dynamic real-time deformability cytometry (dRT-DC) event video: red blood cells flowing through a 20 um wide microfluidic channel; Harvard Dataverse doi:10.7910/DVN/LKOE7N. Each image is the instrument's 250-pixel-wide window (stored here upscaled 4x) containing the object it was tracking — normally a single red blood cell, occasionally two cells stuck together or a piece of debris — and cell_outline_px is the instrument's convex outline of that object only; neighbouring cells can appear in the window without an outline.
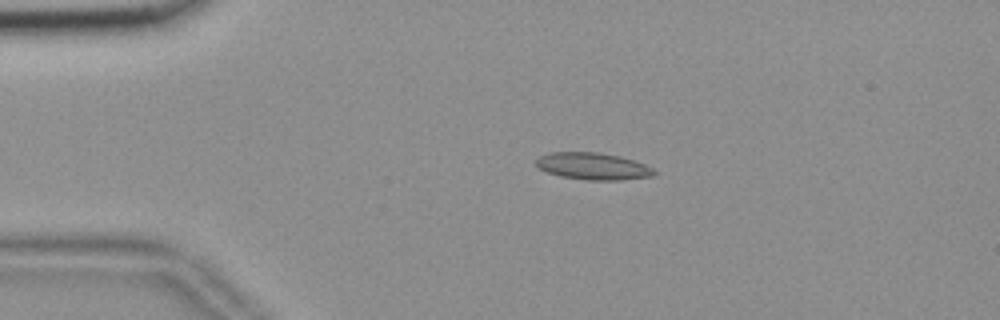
{"species": "common noctule bat (a hibernating species)", "species_latin": "Nyctalus noctula", "temperature_condition": "room temperature", "stored_images_in_passage": 45, "camera_frame_rate_fps": 3000, "um_per_image_px": 0.085, "animal": {"sex": "female", "body_mass_g": 18.4}, "frame": {"image": 1, "passage_image": 1, "time_ms": 0.0, "image_size_px": [1000, 320], "cell_outline_px": [[656, 176], [620, 180], [588, 180], [560, 176], [536, 168], [536, 160], [540, 156], [548, 152], [600, 152], [620, 156], [644, 164], [652, 168], [656, 172]], "centroid_in_image_um": [50.39, 14.13], "position_along_channel_um": 34.6, "area_um2": 18.67}}
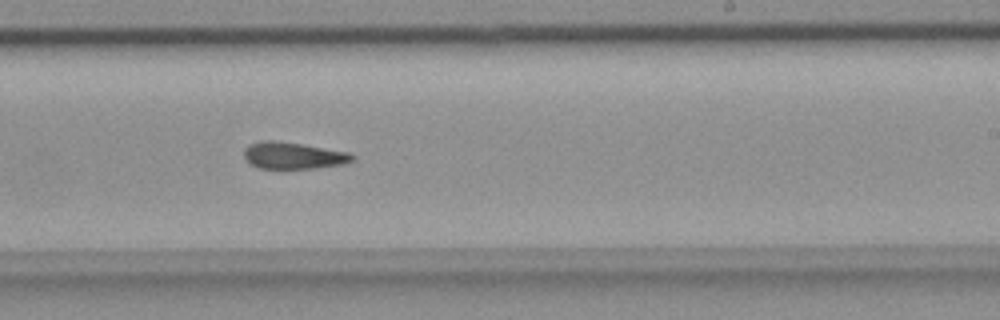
{"frame": {"image": 2, "passage_image": 23, "time_ms": 7.333, "image_size_px": [1000, 320], "cell_outline_px": [[356, 160], [344, 164], [320, 168], [280, 172], [260, 168], [252, 164], [244, 156], [244, 148], [252, 144], [264, 140], [272, 140], [300, 144], [348, 152], [356, 156]], "centroid_in_image_um": [24.96, 13.29], "position_along_channel_um": 264.0, "area_um2": 17.57}}
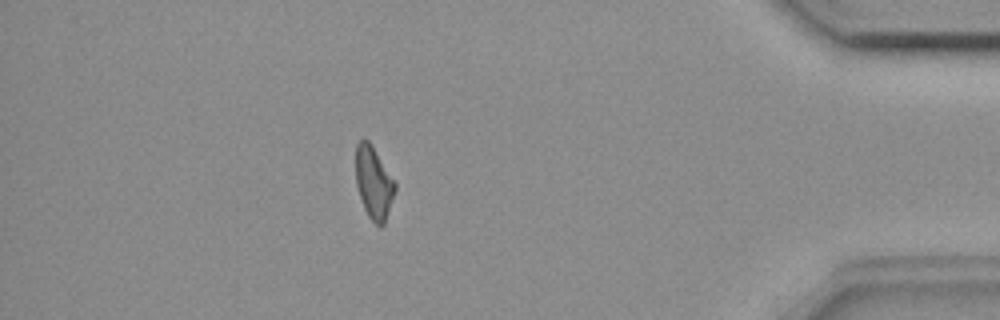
{"frame": {"image": 3, "passage_image": 38, "time_ms": 12.333, "image_size_px": [1000, 320], "cell_outline_px": [[396, 188], [384, 224], [380, 228], [368, 216], [364, 208], [356, 184], [356, 144], [360, 140], [368, 140], [372, 144], [396, 180]], "centroid_in_image_um": [31.78, 15.5], "position_along_channel_um": 403.4, "area_um2": 16.7}}